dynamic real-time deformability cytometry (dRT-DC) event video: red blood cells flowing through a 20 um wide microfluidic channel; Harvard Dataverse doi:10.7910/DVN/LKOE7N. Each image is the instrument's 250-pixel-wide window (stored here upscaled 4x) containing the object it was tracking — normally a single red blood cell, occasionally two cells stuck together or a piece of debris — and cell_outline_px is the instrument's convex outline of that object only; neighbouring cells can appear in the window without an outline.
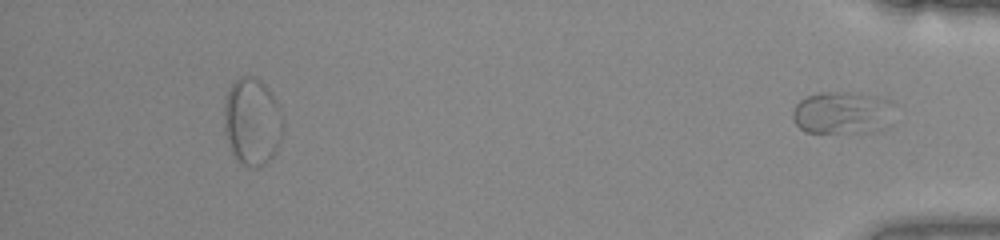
{"species": "common noctule bat (a hibernating species)", "species_latin": "Nyctalus noctula", "temperature_condition": "warm", "stored_images_in_passage": 38, "segment_of_instrument_passage": [2, 2], "camera_frame_rate_fps": 3000, "um_per_image_px": 0.085, "animal": {"sex": "female", "body_mass_g": 22.0, "forearm_length_mm": 56.7}, "frame": {"image": 1, "passage_image": 38, "time_ms": 12.333, "image_size_px": [1000, 240], "cell_outline_px": [[888, 100], [864, 132], [804, 132], [796, 124], [792, 116], [792, 112], [796, 104], [800, 100], [808, 96], [820, 92], [848, 92], [876, 96]], "centroid_in_image_um": [71.14, 9.52], "position_along_channel_um": 364.1, "area_um2": 22.2}}